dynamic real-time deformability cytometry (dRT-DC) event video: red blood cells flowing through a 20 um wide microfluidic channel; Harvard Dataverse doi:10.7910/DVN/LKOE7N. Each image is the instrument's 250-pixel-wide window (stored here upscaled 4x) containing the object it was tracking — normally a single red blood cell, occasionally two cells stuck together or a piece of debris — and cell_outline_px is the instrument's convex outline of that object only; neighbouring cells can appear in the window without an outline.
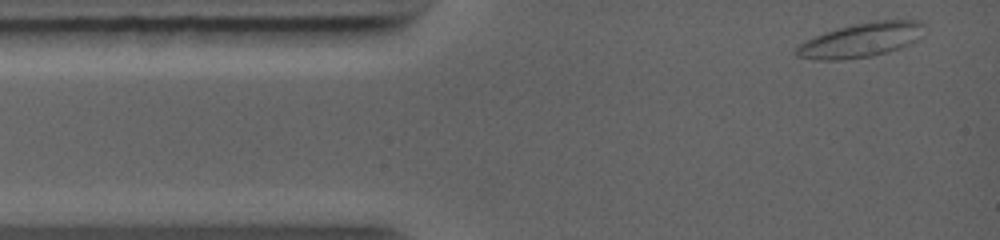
{"species": "common noctule bat (a hibernating species)", "species_latin": "Nyctalus noctula", "temperature_condition": "warm", "stored_images_in_passage": 14, "camera_frame_rate_fps": 5000, "um_per_image_px": 0.085, "animal": {"sex": "female", "body_mass_g": 19.0, "forearm_length_mm": 56.7}, "frame": {"image": 1, "passage_image": 1, "time_ms": 0.0, "image_size_px": [1000, 240], "cell_outline_px": [[924, 24], [916, 40], [900, 48], [888, 52], [872, 56], [840, 60], [816, 60], [796, 56], [792, 52], [800, 44], [824, 32], [856, 24], [876, 20], [920, 20]], "centroid_in_image_um": [73.15, 3.42], "position_along_channel_um": 11.9, "area_um2": 25.26}}
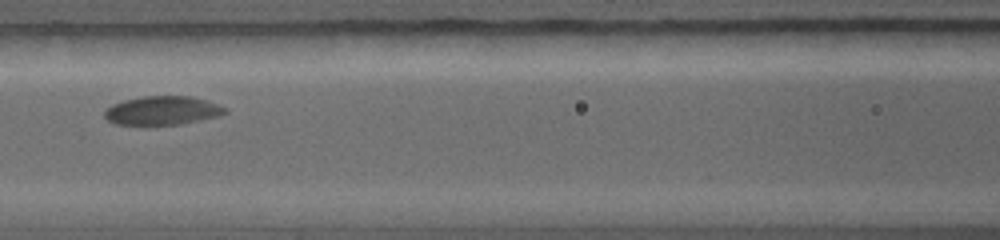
{"frame": {"image": 2, "passage_image": 10, "time_ms": 4.4, "image_size_px": [1000, 240], "cell_outline_px": [[228, 112], [220, 116], [180, 124], [116, 124], [108, 120], [104, 116], [104, 112], [112, 104], [124, 100], [144, 96], [192, 96], [228, 108]], "centroid_in_image_um": [13.83, 9.39], "position_along_channel_um": 152.8, "area_um2": 20.0}}
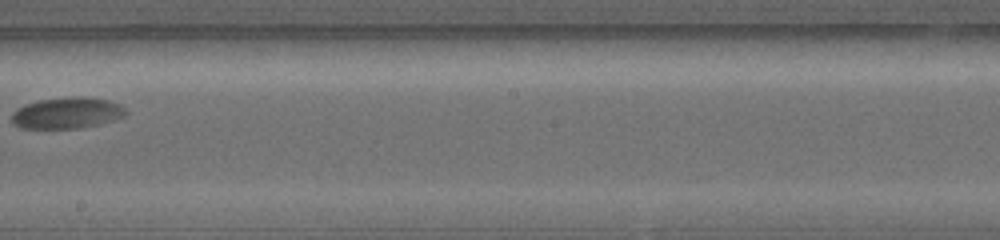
{"frame": {"image": 3, "passage_image": 14, "time_ms": 6.4, "image_size_px": [1000, 240], "cell_outline_px": [[128, 112], [124, 116], [100, 124], [80, 128], [20, 128], [12, 124], [12, 112], [16, 108], [24, 104], [40, 100], [68, 96], [80, 96], [108, 100], [120, 104]], "centroid_in_image_um": [5.67, 9.6], "position_along_channel_um": 242.5, "area_um2": 20.92}}